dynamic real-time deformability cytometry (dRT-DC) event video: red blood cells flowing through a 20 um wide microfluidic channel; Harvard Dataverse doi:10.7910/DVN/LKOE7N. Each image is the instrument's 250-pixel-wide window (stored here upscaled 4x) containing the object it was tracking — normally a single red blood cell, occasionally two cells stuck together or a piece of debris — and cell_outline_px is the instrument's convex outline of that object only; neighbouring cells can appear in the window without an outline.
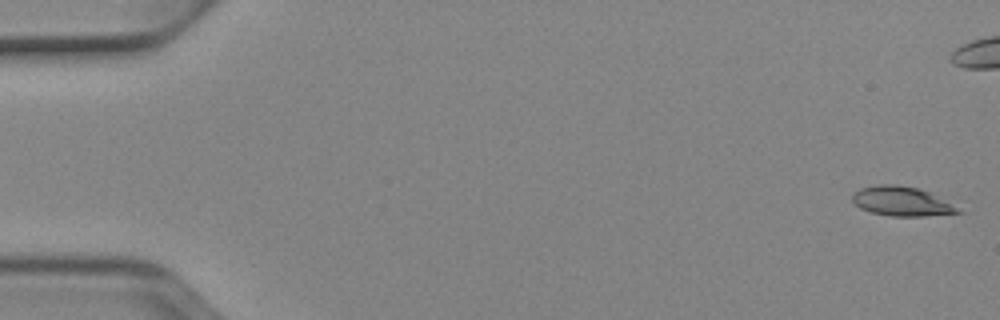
{"species": "Egyptian fruit bat (a non-hibernating species)", "species_latin": "Rousettus aegyptiacus", "temperature_condition": "cold", "stored_images_in_passage": 53, "camera_frame_rate_fps": 3000, "um_per_image_px": 0.085, "animal": {"sex": "female"}, "frame": {"image": 1, "passage_image": 1, "time_ms": 0.0, "image_size_px": [1000, 320], "cell_outline_px": [[964, 212], [924, 216], [892, 216], [872, 212], [860, 208], [852, 200], [852, 192], [860, 188], [880, 184], [896, 184], [916, 188], [928, 192]], "centroid_in_image_um": [76.56, 17.11], "position_along_channel_um": 8.4, "area_um2": 17.69}}
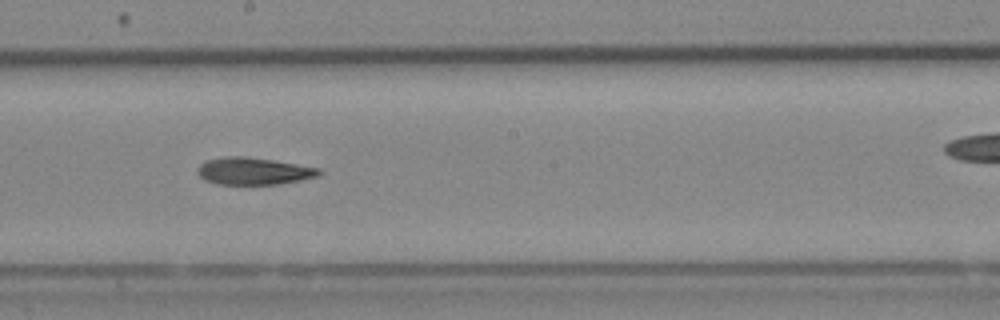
{"frame": {"image": 2, "passage_image": 29, "time_ms": 9.333, "image_size_px": [1000, 320], "cell_outline_px": [[324, 172], [320, 176], [300, 180], [276, 184], [216, 184], [204, 180], [196, 172], [196, 168], [200, 164], [208, 160], [224, 156], [244, 156], [272, 160], [320, 168]], "centroid_in_image_um": [21.55, 14.54], "position_along_channel_um": 226.7, "area_um2": 19.31}}
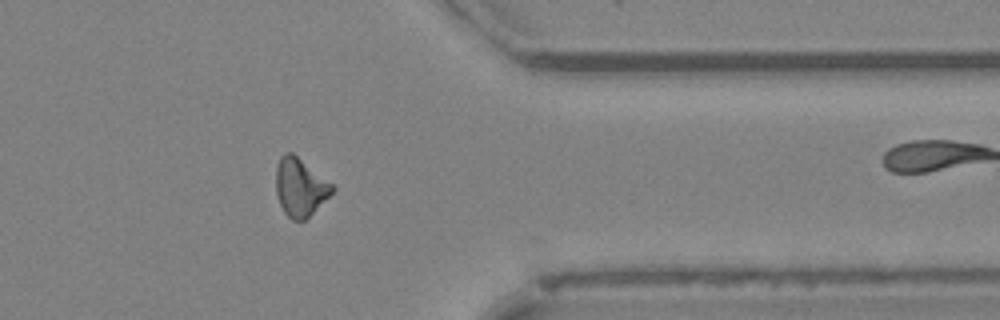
{"frame": {"image": 3, "passage_image": 42, "time_ms": 13.667, "image_size_px": [1000, 320], "cell_outline_px": [[336, 188], [304, 220], [292, 220], [284, 212], [280, 204], [276, 192], [276, 168], [280, 156], [284, 152], [292, 152], [336, 184]], "centroid_in_image_um": [25.53, 15.86], "position_along_channel_um": 385.9, "area_um2": 19.13}, "authors_computed_cell_mechanics": {"area_um2": 19.0162, "velocity_mm_per_s": 3.9298, "shape_relaxation_time_tau1_ms": 8.2816, "shape_relaxation_time_tau2_ms": null, "deformation_change_tau1": 0.1805, "deformation_change_tau2": null}}